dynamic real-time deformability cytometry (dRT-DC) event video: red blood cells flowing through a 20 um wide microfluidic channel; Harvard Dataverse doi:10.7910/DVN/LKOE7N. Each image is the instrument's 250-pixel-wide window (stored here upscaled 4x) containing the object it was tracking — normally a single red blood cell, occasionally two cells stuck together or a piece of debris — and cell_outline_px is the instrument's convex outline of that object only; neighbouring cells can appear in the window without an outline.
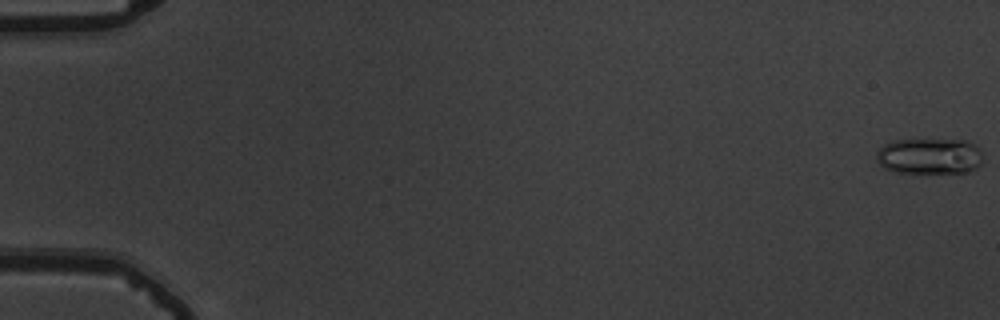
{"species": "common noctule bat (a hibernating species)", "species_latin": "Nyctalus noctula", "temperature_condition": "warm", "stored_images_in_passage": 56, "camera_frame_rate_fps": 3000, "um_per_image_px": 0.085, "animal": {"sex": "male", "body_mass_g": 19.5, "forearm_length_mm": 54.6}, "frame": {"image": 1, "passage_image": 1, "time_ms": 0.0, "image_size_px": [1000, 320], "cell_outline_px": [[984, 160], [972, 172], [896, 172], [884, 168], [876, 160], [876, 152], [884, 144], [896, 140], [968, 140], [976, 144], [980, 148]], "centroid_in_image_um": [79.05, 13.26], "position_along_channel_um": 5.9, "area_um2": 22.48}}
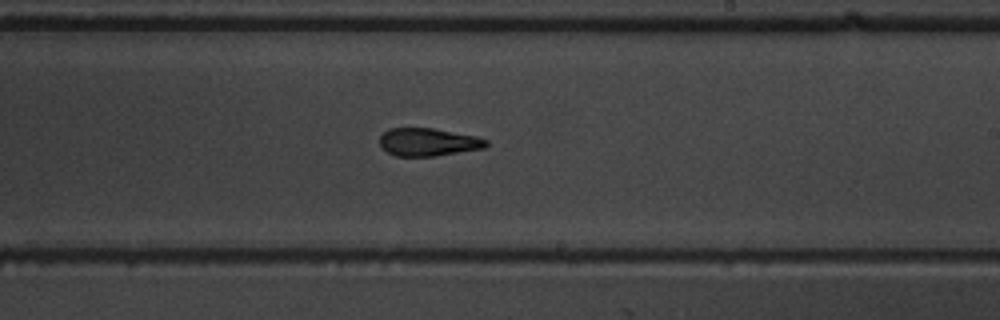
{"frame": {"image": 2, "passage_image": 35, "time_ms": 11.333, "image_size_px": [1000, 320], "cell_outline_px": [[488, 144], [484, 148], [436, 156], [396, 156], [380, 148], [380, 136], [388, 128], [432, 128], [476, 136], [488, 140]], "centroid_in_image_um": [36.38, 12.08], "position_along_channel_um": 252.6, "area_um2": 17.34}}
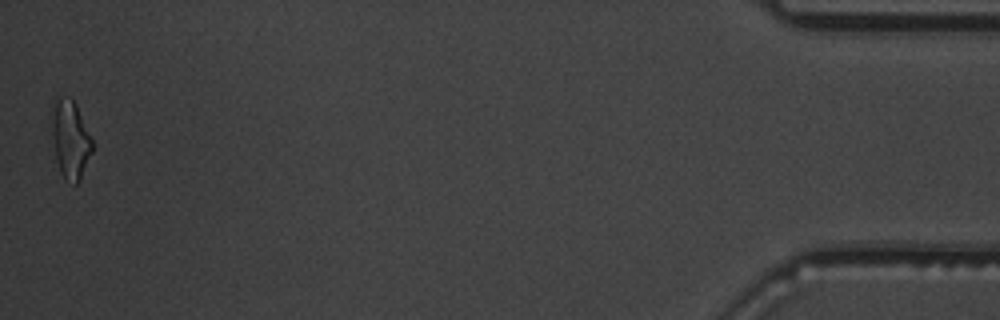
{"frame": {"image": 3, "passage_image": 56, "time_ms": 18.333, "image_size_px": [1000, 320], "cell_outline_px": [[92, 152], [80, 180], [76, 184], [64, 176], [60, 172], [56, 160], [52, 136], [52, 100], [56, 96], [68, 96], [76, 104], [92, 136]], "centroid_in_image_um": [5.98, 11.77], "position_along_channel_um": 429.2, "area_um2": 18.55}, "authors_computed_cell_mechanics": {"area_um2": 18.0336, "velocity_mm_per_s": 3.7482, "shape_relaxation_time_tau1_ms": null, "shape_relaxation_time_tau2_ms": 3.6124, "deformation_change_tau1": null, "deformation_change_tau2": 0.1247}}